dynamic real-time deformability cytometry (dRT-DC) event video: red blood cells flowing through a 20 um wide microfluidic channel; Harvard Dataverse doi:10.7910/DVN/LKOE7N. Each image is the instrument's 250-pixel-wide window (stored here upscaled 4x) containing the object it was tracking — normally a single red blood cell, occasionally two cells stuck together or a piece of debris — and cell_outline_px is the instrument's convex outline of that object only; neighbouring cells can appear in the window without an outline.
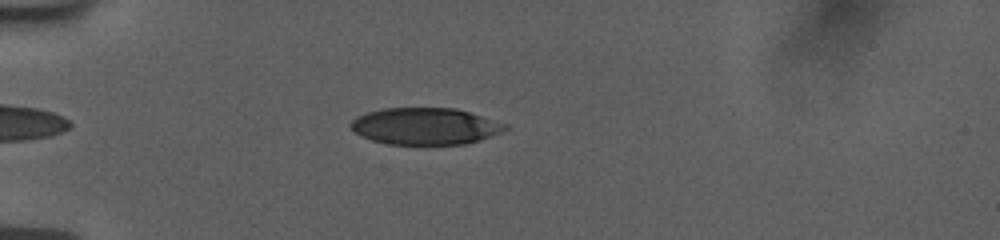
{"species": "human", "species_latin": "Homo sapiens", "temperature_condition": "room temperature", "stored_images_in_passage": 38, "camera_frame_rate_fps": 3000, "um_per_image_px": 0.085, "donor": {"sex": "female"}, "frame": {"image": 1, "passage_image": 3, "time_ms": 0.667, "image_size_px": [1000, 240], "cell_outline_px": [[508, 128], [500, 132], [480, 140], [464, 144], [388, 144], [372, 140], [356, 132], [348, 124], [356, 116], [368, 112], [384, 108], [456, 108], [508, 124]], "centroid_in_image_um": [36.14, 10.72], "position_along_channel_um": 48.9, "area_um2": 32.89}}
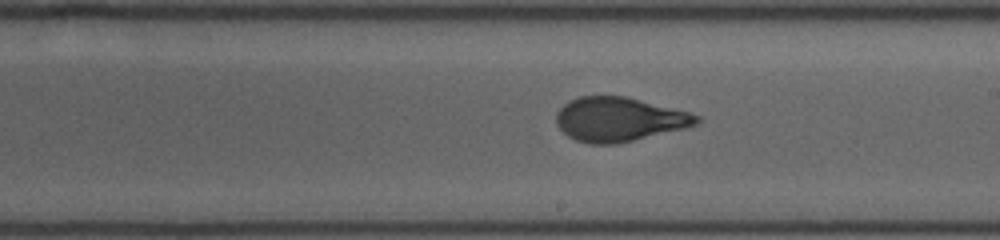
{"frame": {"image": 2, "passage_image": 20, "time_ms": 6.333, "image_size_px": [1000, 240], "cell_outline_px": [[704, 120], [688, 128], [616, 144], [588, 144], [576, 140], [568, 136], [556, 124], [556, 112], [568, 100], [580, 96], [624, 96], [688, 112], [700, 116]], "centroid_in_image_um": [52.62, 10.15], "position_along_channel_um": 236.4, "area_um2": 36.18}}
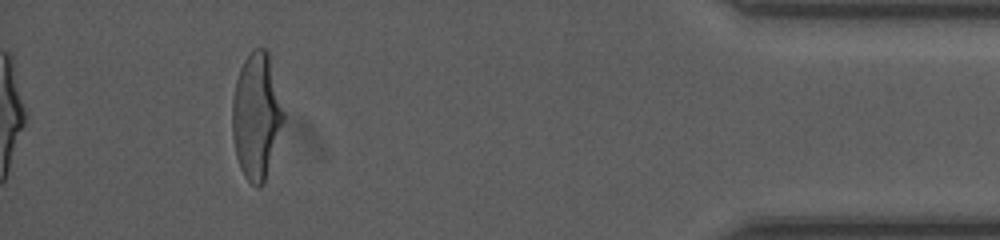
{"frame": {"image": 3, "passage_image": 38, "time_ms": 12.333, "image_size_px": [1000, 240], "cell_outline_px": [[284, 120], [264, 184], [260, 188], [256, 188], [244, 176], [240, 168], [236, 156], [232, 136], [232, 100], [236, 80], [240, 68], [244, 60], [252, 48], [264, 48], [268, 52], [284, 112]], "centroid_in_image_um": [21.78, 9.88], "position_along_channel_um": 413.4, "area_um2": 37.63}, "authors_computed_cell_mechanics": {"area_um2": 36.2984, "velocity_mm_per_s": 3.7742, "shape_relaxation_time_tau1_ms": 4.0906, "shape_relaxation_time_tau2_ms": 0.6946, "deformation_change_tau1": 0.1865, "deformation_change_tau2": 0.0654}}